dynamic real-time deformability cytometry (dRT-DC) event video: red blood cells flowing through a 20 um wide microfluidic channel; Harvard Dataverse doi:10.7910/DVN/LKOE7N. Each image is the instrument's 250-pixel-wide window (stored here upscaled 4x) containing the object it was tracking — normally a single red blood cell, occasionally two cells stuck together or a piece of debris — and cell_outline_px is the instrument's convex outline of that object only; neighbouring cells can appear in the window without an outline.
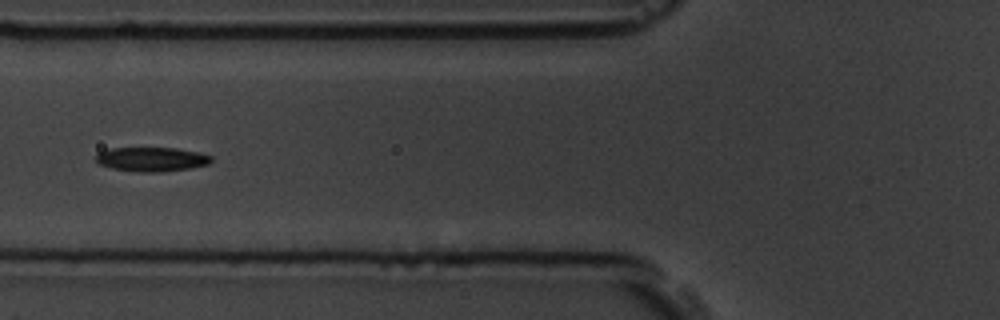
{"species": "common noctule bat (a hibernating species)", "species_latin": "Nyctalus noctula", "temperature_condition": "room temperature", "stored_images_in_passage": 9, "camera_frame_rate_fps": 3000, "um_per_image_px": 0.085, "animal": {"sex": "male", "body_mass_g": 19.5, "forearm_length_mm": 54.6}, "frame": {"image": 1, "passage_image": 6, "time_ms": 5.667, "image_size_px": [1000, 320], "cell_outline_px": [[212, 160], [208, 164], [192, 168], [160, 172], [140, 172], [112, 168], [100, 164], [96, 160], [96, 156], [100, 152], [112, 148], [176, 148], [200, 152], [212, 156]], "centroid_in_image_um": [12.94, 13.54], "position_along_channel_um": 112.9, "area_um2": 16.24}}
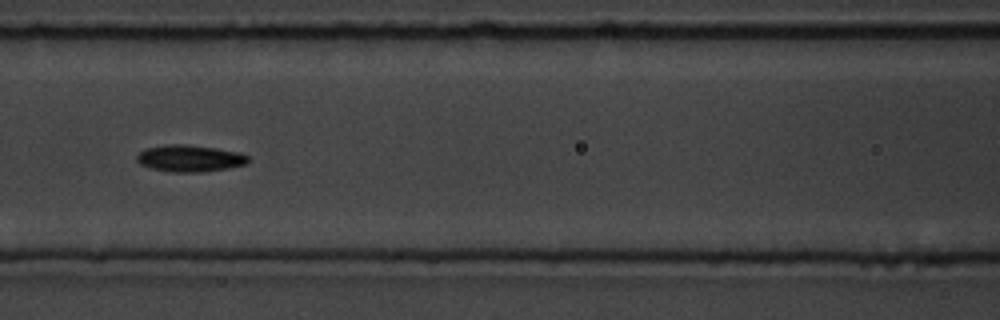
{"frame": {"image": 2, "passage_image": 7, "time_ms": 6.667, "image_size_px": [1000, 320], "cell_outline_px": [[248, 160], [244, 164], [228, 168], [200, 172], [172, 172], [152, 168], [140, 164], [136, 160], [136, 156], [140, 152], [148, 148], [172, 144], [184, 144], [216, 148], [240, 152], [248, 156]], "centroid_in_image_um": [16.13, 13.46], "position_along_channel_um": 150.5, "area_um2": 17.11}}
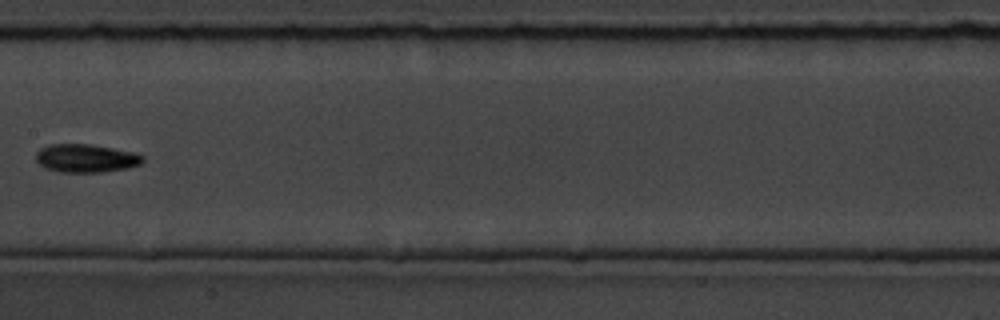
{"frame": {"image": 3, "passage_image": 8, "time_ms": 8.0, "image_size_px": [1000, 320], "cell_outline_px": [[144, 160], [140, 164], [128, 168], [100, 172], [60, 172], [44, 168], [36, 160], [36, 152], [40, 148], [48, 144], [92, 144], [136, 152], [144, 156]], "centroid_in_image_um": [7.31, 13.44], "position_along_channel_um": 200.1, "area_um2": 17.8}}